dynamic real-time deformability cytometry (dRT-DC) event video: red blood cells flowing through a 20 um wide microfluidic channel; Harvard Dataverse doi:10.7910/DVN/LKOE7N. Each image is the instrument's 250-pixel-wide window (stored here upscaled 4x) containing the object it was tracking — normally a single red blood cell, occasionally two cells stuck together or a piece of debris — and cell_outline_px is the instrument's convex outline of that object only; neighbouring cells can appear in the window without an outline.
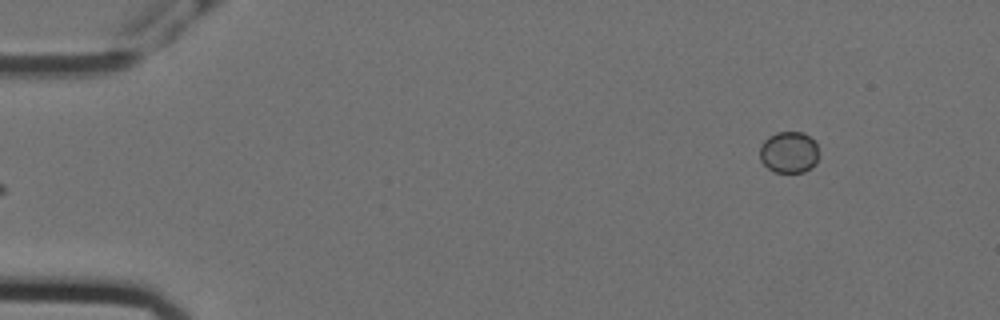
{"species": "Egyptian fruit bat (a non-hibernating species)", "species_latin": "Rousettus aegyptiacus", "temperature_condition": "cold", "stored_images_in_passage": 20, "camera_frame_rate_fps": 3000, "um_per_image_px": 0.085, "animal": {"sex": "female"}, "frame": {"image": 1, "passage_image": 1, "time_ms": 0.0, "image_size_px": [1000, 320], "cell_outline_px": [[820, 152], [816, 164], [812, 168], [804, 172], [776, 172], [768, 168], [760, 160], [760, 144], [768, 136], [776, 132], [804, 132], [816, 144]], "centroid_in_image_um": [67.07, 12.94], "position_along_channel_um": 17.9, "area_um2": 14.51}}
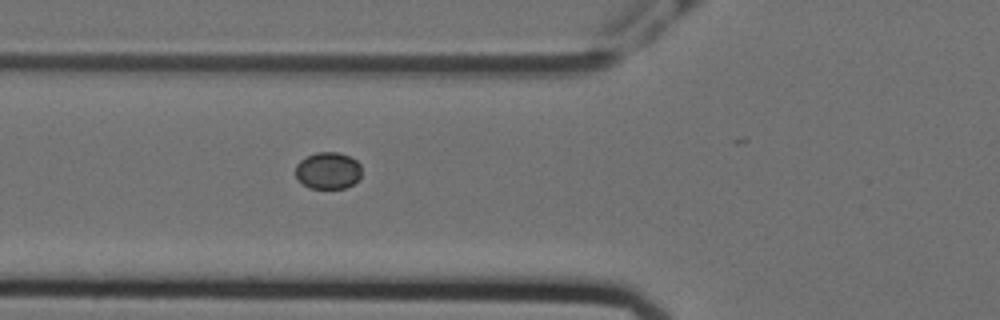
{"frame": {"image": 2, "passage_image": 16, "time_ms": 5.0, "image_size_px": [1000, 320], "cell_outline_px": [[360, 180], [344, 188], [308, 188], [296, 180], [296, 164], [300, 160], [316, 152], [340, 152], [356, 160], [360, 164]], "centroid_in_image_um": [27.86, 14.5], "position_along_channel_um": 97.9, "area_um2": 14.33}}
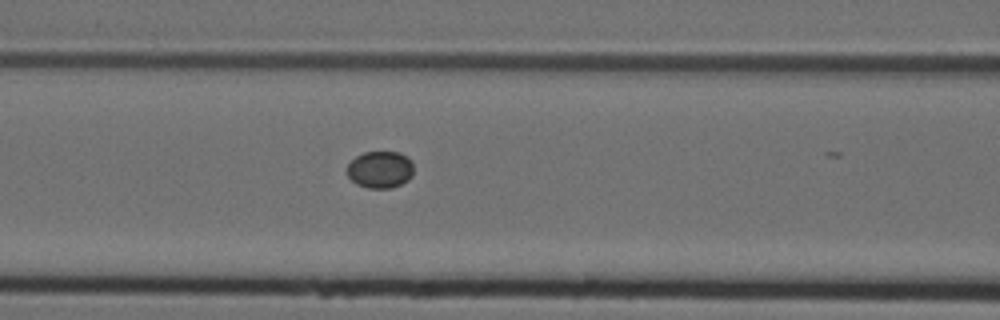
{"frame": {"image": 3, "passage_image": 19, "time_ms": 6.0, "image_size_px": [1000, 320], "cell_outline_px": [[412, 176], [408, 180], [400, 184], [388, 188], [368, 188], [356, 184], [348, 176], [348, 164], [356, 156], [364, 152], [400, 152], [408, 156], [412, 160]], "centroid_in_image_um": [32.33, 14.4], "position_along_channel_um": 134.3, "area_um2": 14.33}}